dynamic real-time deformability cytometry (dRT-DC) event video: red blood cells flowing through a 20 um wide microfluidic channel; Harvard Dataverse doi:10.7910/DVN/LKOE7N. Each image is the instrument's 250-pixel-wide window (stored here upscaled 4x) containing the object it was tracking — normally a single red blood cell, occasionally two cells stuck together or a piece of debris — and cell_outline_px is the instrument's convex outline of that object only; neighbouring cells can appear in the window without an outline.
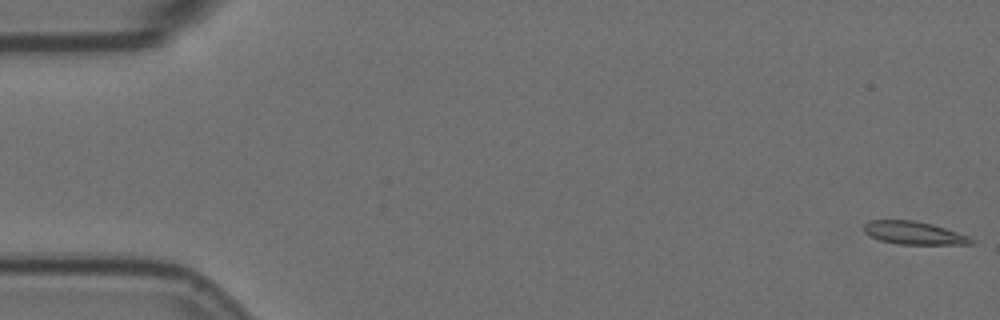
{"species": "Egyptian fruit bat (a non-hibernating species)", "species_latin": "Rousettus aegyptiacus", "temperature_condition": "room temperature", "stored_images_in_passage": 58, "camera_frame_rate_fps": 3000, "um_per_image_px": 0.085, "animal": {"sex": "female"}, "frame": {"image": 1, "passage_image": 1, "time_ms": 0.0, "image_size_px": [1000, 320], "cell_outline_px": [[976, 240], [972, 244], [896, 244], [880, 240], [864, 232], [864, 224], [872, 220], [912, 220], [932, 224], [968, 236]], "centroid_in_image_um": [77.68, 19.8], "position_along_channel_um": 7.3, "area_um2": 14.16}}
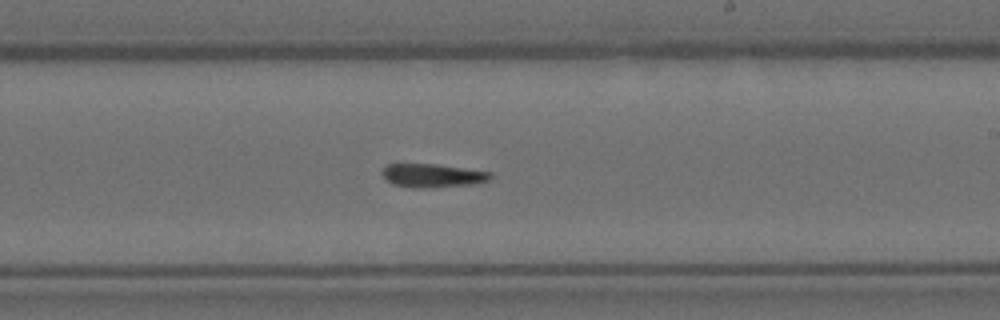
{"frame": {"image": 2, "passage_image": 34, "time_ms": 11.0, "image_size_px": [1000, 320], "cell_outline_px": [[492, 176], [488, 180], [472, 184], [424, 188], [412, 188], [392, 184], [384, 180], [380, 172], [388, 164], [436, 164], [492, 172]], "centroid_in_image_um": [36.7, 14.92], "position_along_channel_um": 252.3, "area_um2": 14.91}}
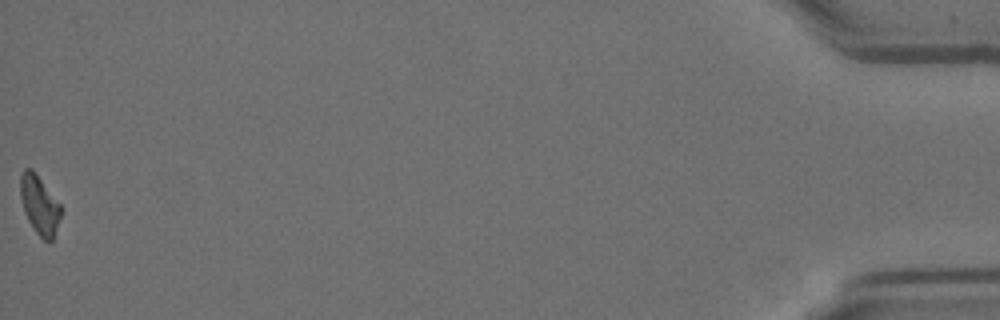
{"frame": {"image": 3, "passage_image": 58, "time_ms": 19.0, "image_size_px": [1000, 320], "cell_outline_px": [[60, 216], [52, 240], [44, 240], [36, 232], [28, 220], [24, 212], [20, 196], [20, 176], [24, 168], [32, 168], [36, 172], [60, 204]], "centroid_in_image_um": [3.32, 17.36], "position_along_channel_um": 431.9, "area_um2": 13.7}, "authors_computed_cell_mechanics": {"area_um2": 14.8546, "velocity_mm_per_s": 3.5278, "shape_relaxation_time_tau1_ms": 5.5479, "shape_relaxation_time_tau2_ms": 7.6917, "deformation_change_tau1": 0.2052, "deformation_change_tau2": 0.1853}}